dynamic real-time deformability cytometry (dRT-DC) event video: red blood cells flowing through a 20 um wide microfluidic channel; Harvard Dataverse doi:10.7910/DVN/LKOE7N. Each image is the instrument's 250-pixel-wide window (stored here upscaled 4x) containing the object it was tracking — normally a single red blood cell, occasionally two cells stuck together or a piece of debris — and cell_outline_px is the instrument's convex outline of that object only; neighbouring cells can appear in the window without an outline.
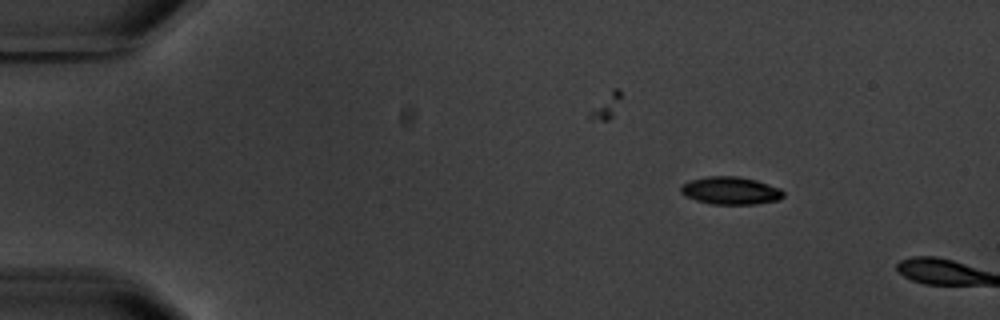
{"species": "common noctule bat (a hibernating species)", "species_latin": "Nyctalus noctula", "temperature_condition": "warm", "stored_images_in_passage": 2, "camera_frame_rate_fps": 3000, "um_per_image_px": 0.085, "animal": {"sex": "male", "body_mass_g": 20.1, "forearm_length_mm": 53.5}, "frame": {"image": 1, "passage_image": 1, "time_ms": 0.0, "image_size_px": [1000, 320], "cell_outline_px": [[784, 196], [780, 200], [756, 204], [712, 204], [696, 200], [684, 196], [680, 192], [680, 188], [688, 180], [708, 176], [736, 176], [756, 180], [780, 188], [784, 192]], "centroid_in_image_um": [62.1, 16.2], "position_along_channel_um": 22.9, "area_um2": 16.65}}